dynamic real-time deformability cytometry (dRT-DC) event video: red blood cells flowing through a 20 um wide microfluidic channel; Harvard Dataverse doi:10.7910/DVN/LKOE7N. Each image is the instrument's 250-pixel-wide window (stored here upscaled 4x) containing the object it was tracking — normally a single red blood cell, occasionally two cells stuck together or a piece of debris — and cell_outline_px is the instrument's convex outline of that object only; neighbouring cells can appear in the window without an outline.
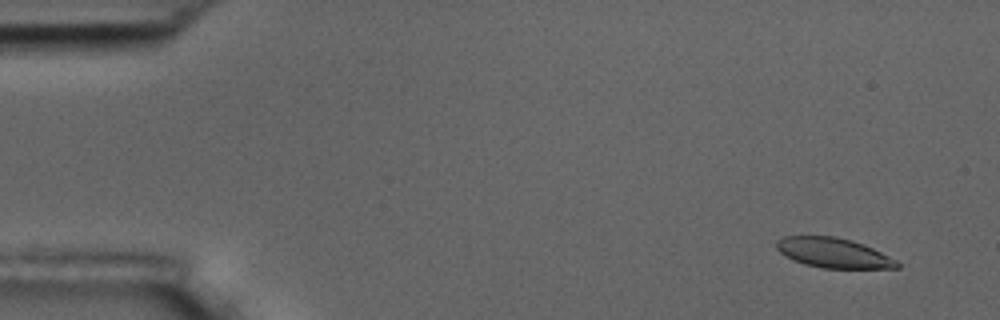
{"species": "common noctule bat (a hibernating species)", "species_latin": "Nyctalus noctula", "temperature_condition": "room temperature", "stored_images_in_passage": 4, "camera_frame_rate_fps": 3000, "um_per_image_px": 0.085, "animal": {"sex": "male", "body_mass_g": 17.5, "forearm_length_mm": 52.3}, "frame": {"image": 1, "passage_image": 1, "time_ms": 0.0, "image_size_px": [1000, 320], "cell_outline_px": [[900, 268], [824, 268], [804, 264], [792, 260], [784, 256], [776, 248], [776, 240], [784, 236], [836, 236], [852, 240], [864, 244], [896, 260], [900, 264]], "centroid_in_image_um": [70.81, 21.49], "position_along_channel_um": 14.2, "area_um2": 21.04}}
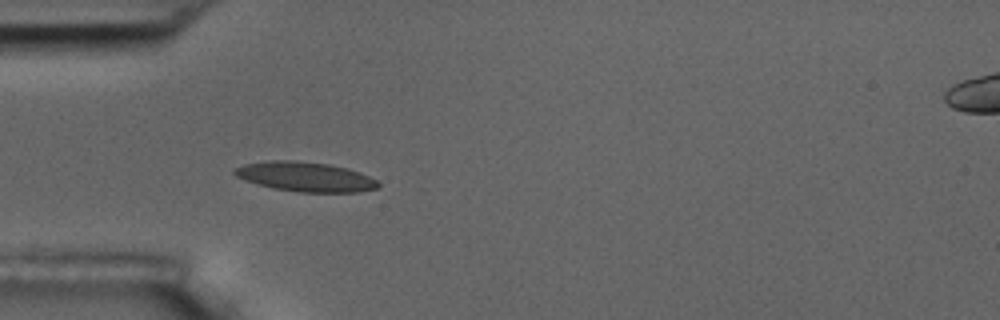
{"frame": {"image": 2, "passage_image": 4, "time_ms": 4.333, "image_size_px": [1000, 320], "cell_outline_px": [[380, 184], [376, 188], [356, 192], [300, 192], [272, 188], [244, 180], [236, 176], [232, 172], [232, 168], [244, 164], [272, 160], [292, 160], [328, 164], [348, 168], [360, 172], [376, 180]], "centroid_in_image_um": [25.91, 15.02], "position_along_channel_um": 59.1, "area_um2": 24.74}}